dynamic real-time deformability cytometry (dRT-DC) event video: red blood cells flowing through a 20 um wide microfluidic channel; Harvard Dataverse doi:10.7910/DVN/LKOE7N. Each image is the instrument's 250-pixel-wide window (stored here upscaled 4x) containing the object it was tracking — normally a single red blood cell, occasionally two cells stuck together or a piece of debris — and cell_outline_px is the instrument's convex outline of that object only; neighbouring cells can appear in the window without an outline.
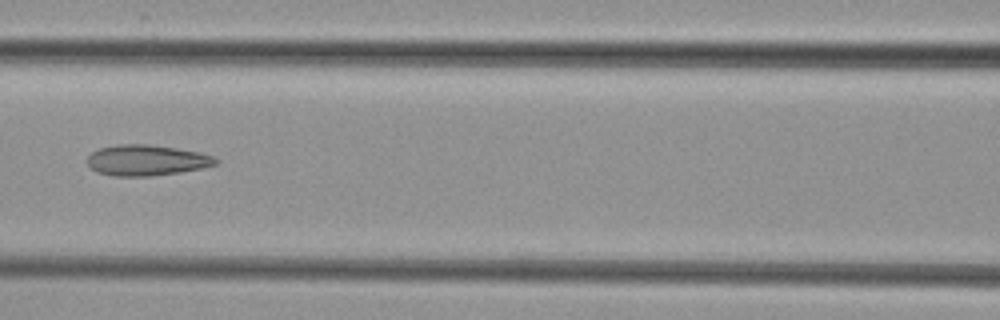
{"species": "common noctule bat (a hibernating species)", "species_latin": "Nyctalus noctula", "temperature_condition": "cold", "stored_images_in_passage": 7, "camera_frame_rate_fps": 3000, "um_per_image_px": 0.085, "animal": {"sex": "female", "body_mass_g": 29.2, "forearm_length_mm": 56.3}, "frame": {"image": 1, "passage_image": 6, "time_ms": 6.667, "image_size_px": [1000, 320], "cell_outline_px": [[220, 160], [216, 164], [204, 168], [180, 172], [152, 176], [112, 176], [96, 172], [88, 164], [88, 156], [92, 152], [100, 148], [116, 144], [148, 144], [176, 148], [200, 152], [212, 156]], "centroid_in_image_um": [12.47, 13.62], "position_along_channel_um": 154.1, "area_um2": 23.12}}
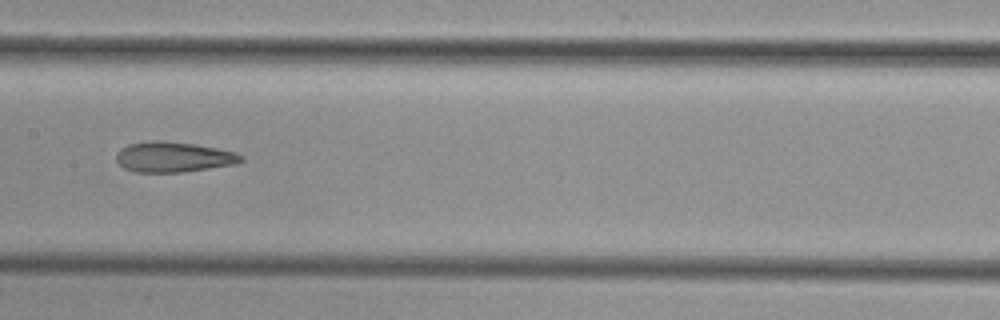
{"frame": {"image": 2, "passage_image": 7, "time_ms": 7.667, "image_size_px": [1000, 320], "cell_outline_px": [[244, 160], [236, 164], [184, 172], [136, 172], [124, 168], [116, 160], [116, 152], [120, 148], [128, 144], [156, 140], [164, 140], [192, 144], [216, 148], [236, 152], [244, 156]], "centroid_in_image_um": [14.74, 13.34], "position_along_channel_um": 192.7, "area_um2": 22.14}}